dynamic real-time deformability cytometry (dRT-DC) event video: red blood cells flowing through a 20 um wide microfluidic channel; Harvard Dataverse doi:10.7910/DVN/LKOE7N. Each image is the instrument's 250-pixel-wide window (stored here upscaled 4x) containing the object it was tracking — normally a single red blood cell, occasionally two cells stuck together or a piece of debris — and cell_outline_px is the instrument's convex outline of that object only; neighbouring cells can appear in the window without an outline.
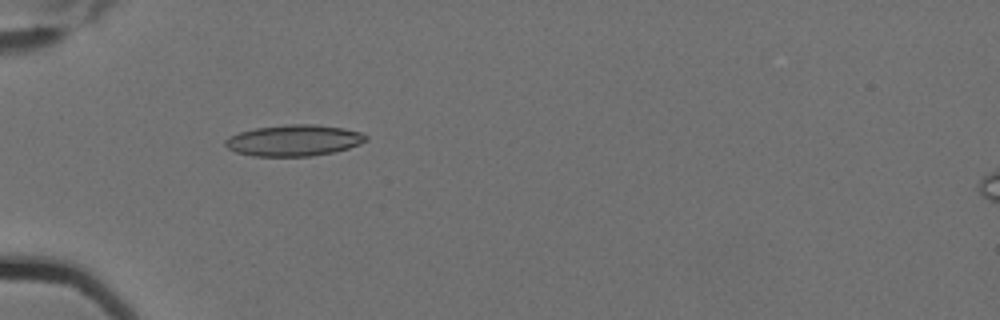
{"species": "Egyptian fruit bat (a non-hibernating species)", "species_latin": "Rousettus aegyptiacus", "temperature_condition": "cold", "stored_images_in_passage": 3, "camera_frame_rate_fps": 3000, "um_per_image_px": 0.085, "animal": {"sex": "female"}, "frame": {"image": 1, "passage_image": 2, "time_ms": 0.333, "image_size_px": [1000, 320], "cell_outline_px": [[368, 140], [360, 144], [348, 148], [332, 152], [308, 156], [252, 156], [236, 152], [228, 148], [224, 144], [224, 140], [228, 136], [240, 132], [256, 128], [288, 124], [316, 124], [344, 128], [360, 132], [368, 136]], "centroid_in_image_um": [24.97, 11.93], "position_along_channel_um": 60.0, "area_um2": 25.61}}